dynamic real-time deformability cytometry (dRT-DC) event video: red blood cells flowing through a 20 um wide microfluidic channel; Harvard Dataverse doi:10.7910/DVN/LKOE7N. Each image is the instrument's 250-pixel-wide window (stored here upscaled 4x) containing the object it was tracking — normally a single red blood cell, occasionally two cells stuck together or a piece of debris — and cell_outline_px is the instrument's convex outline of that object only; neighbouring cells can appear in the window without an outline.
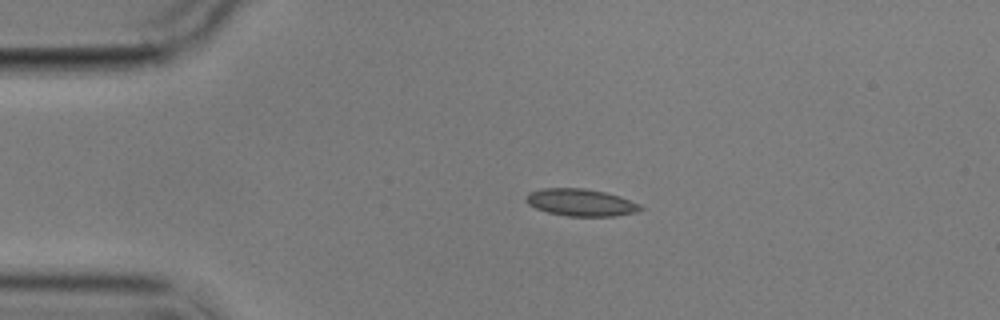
{"species": "common noctule bat (a hibernating species)", "species_latin": "Nyctalus noctula", "temperature_condition": "cold", "stored_images_in_passage": 3, "camera_frame_rate_fps": 3000, "um_per_image_px": 0.085, "animal": {"sex": "male", "body_mass_g": 17.9}, "frame": {"image": 1, "passage_image": 1, "time_ms": 0.0, "image_size_px": [1000, 320], "cell_outline_px": [[644, 208], [636, 212], [616, 216], [568, 216], [548, 212], [536, 208], [528, 204], [524, 200], [524, 196], [528, 192], [544, 188], [584, 188], [604, 192], [620, 196], [640, 204]], "centroid_in_image_um": [49.35, 17.2], "position_along_channel_um": 35.7, "area_um2": 18.21}}